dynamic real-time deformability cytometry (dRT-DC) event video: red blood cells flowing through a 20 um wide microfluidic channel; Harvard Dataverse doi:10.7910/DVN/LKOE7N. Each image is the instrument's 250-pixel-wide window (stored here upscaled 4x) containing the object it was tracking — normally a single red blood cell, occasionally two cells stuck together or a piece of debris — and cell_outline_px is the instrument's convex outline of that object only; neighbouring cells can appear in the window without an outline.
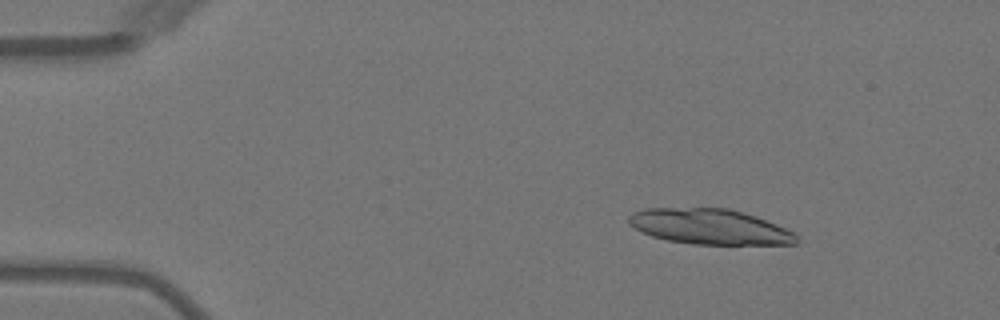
{"species": "Egyptian fruit bat (a non-hibernating species)", "species_latin": "Rousettus aegyptiacus", "temperature_condition": "warm", "stored_images_in_passage": 5, "camera_frame_rate_fps": 3000, "um_per_image_px": 0.085, "animal": {"sex": "female"}, "frame": {"image": 1, "passage_image": 2, "time_ms": 1.333, "image_size_px": [1000, 320], "cell_outline_px": [[796, 244], [692, 244], [668, 240], [652, 236], [640, 232], [628, 224], [628, 216], [632, 212], [644, 208], [728, 208], [744, 212], [756, 216], [796, 232]], "centroid_in_image_um": [60.29, 19.26], "position_along_channel_um": 24.7, "area_um2": 34.68}}
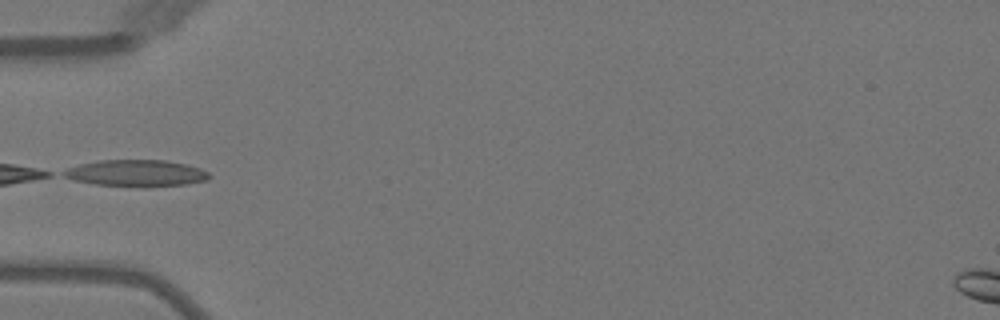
{"frame": {"image": 2, "passage_image": 5, "time_ms": 4.667, "image_size_px": [1000, 320], "cell_outline_px": [[212, 176], [208, 180], [188, 184], [144, 188], [92, 184], [72, 180], [64, 176], [60, 172], [68, 168], [80, 164], [100, 160], [164, 160], [184, 164], [200, 168], [208, 172]], "centroid_in_image_um": [11.58, 14.74], "position_along_channel_um": 73.4, "area_um2": 23.0}}